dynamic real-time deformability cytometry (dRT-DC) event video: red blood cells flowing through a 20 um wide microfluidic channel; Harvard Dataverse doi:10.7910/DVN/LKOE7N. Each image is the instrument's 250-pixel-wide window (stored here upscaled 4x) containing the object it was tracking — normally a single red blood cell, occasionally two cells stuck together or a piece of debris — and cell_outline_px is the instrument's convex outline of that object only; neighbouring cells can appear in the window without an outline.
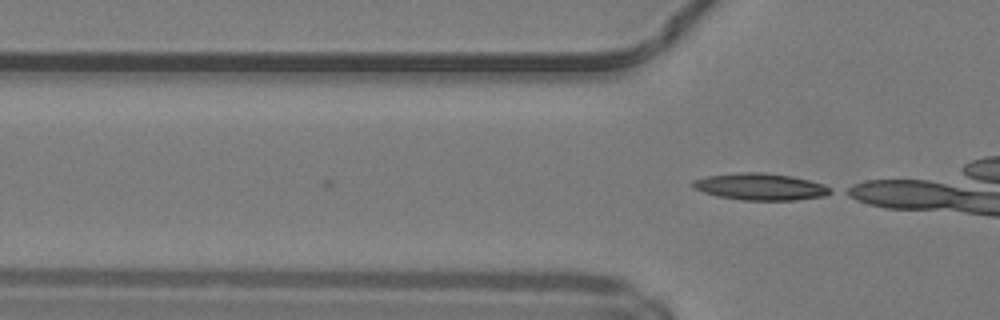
{"species": "common noctule bat (a hibernating species)", "species_latin": "Nyctalus noctula", "temperature_condition": "warm", "stored_images_in_passage": 3, "camera_frame_rate_fps": 3000, "um_per_image_px": 0.085, "animal": {"sex": "male", "body_mass_g": 19.2, "forearm_length_mm": 51.8}, "frame": {"image": 1, "passage_image": 3, "time_ms": 0.667, "image_size_px": [1000, 320], "cell_outline_px": [[832, 192], [824, 196], [796, 200], [740, 200], [716, 196], [704, 192], [696, 188], [692, 184], [692, 180], [704, 176], [740, 172], [764, 172], [792, 176], [824, 184], [832, 188]], "centroid_in_image_um": [64.63, 15.86], "position_along_channel_um": 61.2, "area_um2": 21.62}}